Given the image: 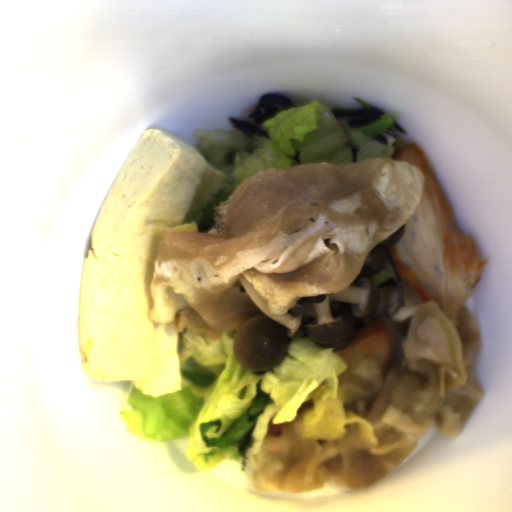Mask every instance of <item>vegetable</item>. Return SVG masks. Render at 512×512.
I'll list each match as a JSON object with an SVG mask.
<instances>
[{
	"instance_id": "f7b5029e",
	"label": "vegetable",
	"mask_w": 512,
	"mask_h": 512,
	"mask_svg": "<svg viewBox=\"0 0 512 512\" xmlns=\"http://www.w3.org/2000/svg\"><path fill=\"white\" fill-rule=\"evenodd\" d=\"M369 277L374 281V283L378 287L381 285H385L393 277V275L387 269L382 268L377 274Z\"/></svg>"
},
{
	"instance_id": "96ceb2fe",
	"label": "vegetable",
	"mask_w": 512,
	"mask_h": 512,
	"mask_svg": "<svg viewBox=\"0 0 512 512\" xmlns=\"http://www.w3.org/2000/svg\"><path fill=\"white\" fill-rule=\"evenodd\" d=\"M354 100L355 103H357L358 105H360L362 107V109H373L371 104L366 100V99H361V98H352Z\"/></svg>"
},
{
	"instance_id": "ea0f7189",
	"label": "vegetable",
	"mask_w": 512,
	"mask_h": 512,
	"mask_svg": "<svg viewBox=\"0 0 512 512\" xmlns=\"http://www.w3.org/2000/svg\"><path fill=\"white\" fill-rule=\"evenodd\" d=\"M394 123L393 118L384 116L356 127L314 99L305 107L287 108L261 122L268 137H251L233 129H197L194 148L225 179L210 201L181 225L170 229L207 233L215 223L216 207L228 201L243 181L266 168L390 159L395 150L406 145L404 140L379 144L373 139Z\"/></svg>"
},
{
	"instance_id": "add77e79",
	"label": "vegetable",
	"mask_w": 512,
	"mask_h": 512,
	"mask_svg": "<svg viewBox=\"0 0 512 512\" xmlns=\"http://www.w3.org/2000/svg\"><path fill=\"white\" fill-rule=\"evenodd\" d=\"M237 334L238 327L216 339L178 331L181 389L152 397L133 382L119 413L128 431L153 444L183 439L186 460L200 472L224 462L247 469L271 419L276 425L301 419L304 433L322 442L361 423L365 438L378 442L368 418L348 412L338 394L347 356L299 336L273 368L250 372L235 357Z\"/></svg>"
}]
</instances>
